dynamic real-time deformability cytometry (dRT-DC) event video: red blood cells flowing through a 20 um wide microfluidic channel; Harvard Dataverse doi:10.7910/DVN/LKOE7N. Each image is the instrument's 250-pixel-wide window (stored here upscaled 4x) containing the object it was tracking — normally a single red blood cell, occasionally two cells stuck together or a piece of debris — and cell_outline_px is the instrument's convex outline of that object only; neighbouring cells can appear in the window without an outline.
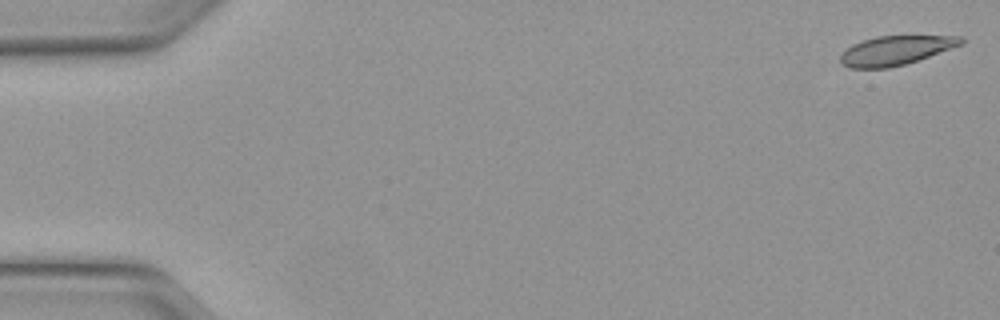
{"species": "Egyptian fruit bat (a non-hibernating species)", "species_latin": "Rousettus aegyptiacus", "temperature_condition": "warm", "stored_images_in_passage": 5, "camera_frame_rate_fps": 3000, "um_per_image_px": 0.085, "animal": {"sex": "female"}, "frame": {"image": 1, "passage_image": 1, "time_ms": 0.0, "image_size_px": [1000, 320], "cell_outline_px": [[964, 44], [904, 64], [888, 68], [852, 68], [844, 64], [840, 60], [840, 56], [852, 44], [876, 36], [964, 36]], "centroid_in_image_um": [76.16, 4.27], "position_along_channel_um": 8.8, "area_um2": 20.17}}